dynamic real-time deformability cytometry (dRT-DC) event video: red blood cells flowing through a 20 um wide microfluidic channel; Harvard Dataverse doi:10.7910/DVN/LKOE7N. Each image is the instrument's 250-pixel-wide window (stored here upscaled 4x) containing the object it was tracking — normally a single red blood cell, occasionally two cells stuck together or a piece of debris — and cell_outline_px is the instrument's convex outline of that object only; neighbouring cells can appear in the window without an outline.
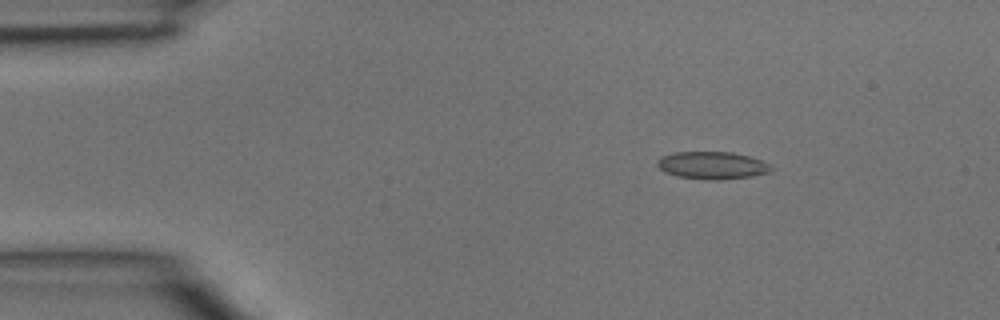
{"species": "common noctule bat (a hibernating species)", "species_latin": "Nyctalus noctula", "temperature_condition": "room temperature", "stored_images_in_passage": 4, "segment_of_instrument_passage": [1, 2], "camera_frame_rate_fps": 3000, "um_per_image_px": 0.085, "animal": {"sex": "male", "body_mass_g": 15.6}, "frame": {"image": 1, "passage_image": 1, "time_ms": 0.0, "image_size_px": [1000, 320], "cell_outline_px": [[772, 168], [768, 172], [752, 176], [720, 180], [704, 180], [676, 176], [664, 172], [656, 164], [656, 160], [660, 156], [676, 152], [732, 152], [748, 156], [772, 164]], "centroid_in_image_um": [60.5, 14.06], "position_along_channel_um": 24.5, "area_um2": 18.38}}